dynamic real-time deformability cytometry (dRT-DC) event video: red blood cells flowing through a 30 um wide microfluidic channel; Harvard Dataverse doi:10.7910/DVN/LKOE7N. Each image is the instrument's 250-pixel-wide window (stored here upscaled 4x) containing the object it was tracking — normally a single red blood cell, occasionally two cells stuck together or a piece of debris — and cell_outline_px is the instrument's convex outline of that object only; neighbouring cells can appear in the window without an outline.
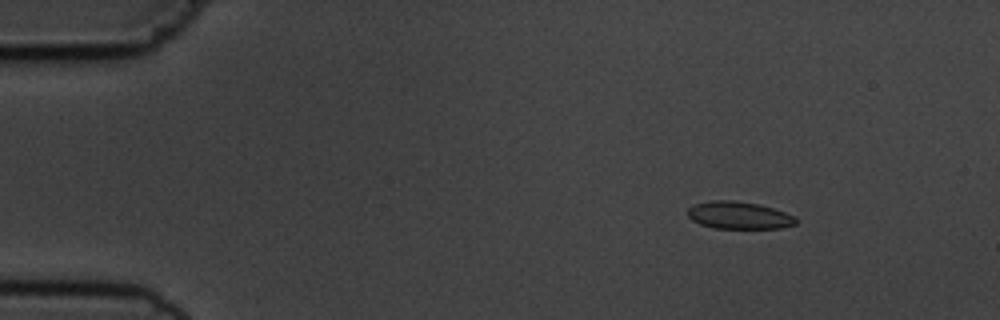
{"species": "common noctule bat (a hibernating species)", "species_latin": "Nyctalus noctula", "temperature_condition": "cold", "stored_images_in_passage": 6, "camera_frame_rate_fps": 3000, "um_per_image_px": 0.085, "animal": {"sex": "male", "body_mass_g": 19.5, "forearm_length_mm": 54.6}, "frame": {"image": 1, "passage_image": 2, "time_ms": 1.0, "image_size_px": [1000, 320], "cell_outline_px": [[796, 224], [780, 228], [712, 228], [700, 224], [692, 220], [688, 216], [688, 208], [692, 204], [712, 200], [732, 200], [760, 204], [796, 216]], "centroid_in_image_um": [62.78, 18.29], "position_along_channel_um": 22.2, "area_um2": 17.34}}
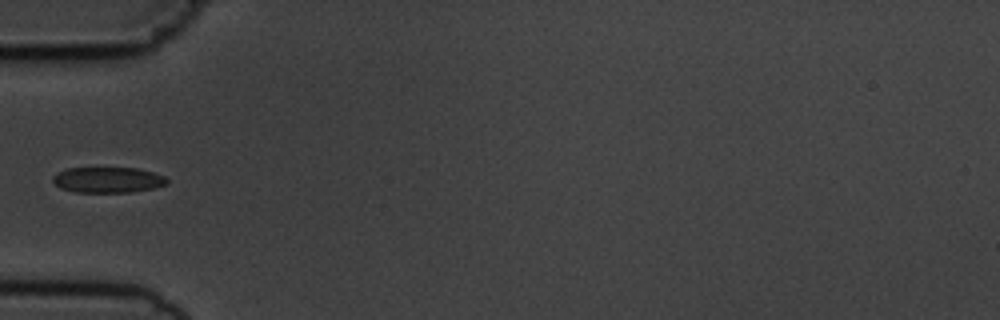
{"frame": {"image": 2, "passage_image": 5, "time_ms": 4.667, "image_size_px": [1000, 320], "cell_outline_px": [[168, 184], [152, 188], [128, 192], [76, 192], [60, 188], [52, 180], [52, 176], [56, 172], [68, 168], [136, 168], [152, 172], [164, 176], [168, 180]], "centroid_in_image_um": [9.13, 15.28], "position_along_channel_um": 75.9, "area_um2": 16.99}}
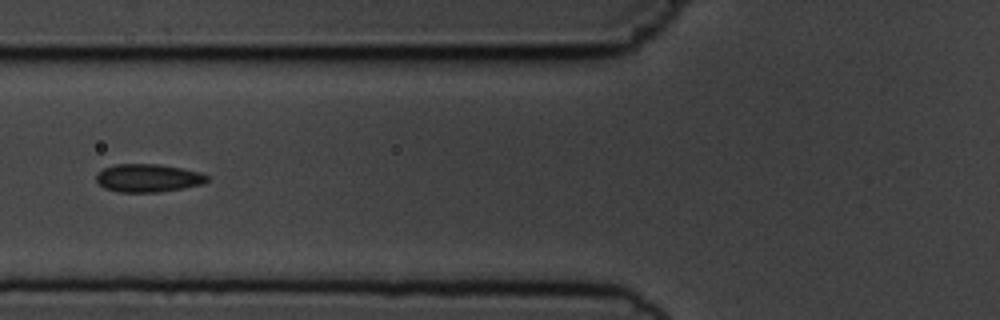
{"frame": {"image": 3, "passage_image": 6, "time_ms": 5.667, "image_size_px": [1000, 320], "cell_outline_px": [[208, 180], [204, 184], [184, 188], [156, 192], [120, 192], [104, 188], [96, 180], [96, 172], [104, 168], [116, 164], [160, 164], [200, 172], [208, 176]], "centroid_in_image_um": [12.58, 15.13], "position_along_channel_um": 113.2, "area_um2": 18.15}}